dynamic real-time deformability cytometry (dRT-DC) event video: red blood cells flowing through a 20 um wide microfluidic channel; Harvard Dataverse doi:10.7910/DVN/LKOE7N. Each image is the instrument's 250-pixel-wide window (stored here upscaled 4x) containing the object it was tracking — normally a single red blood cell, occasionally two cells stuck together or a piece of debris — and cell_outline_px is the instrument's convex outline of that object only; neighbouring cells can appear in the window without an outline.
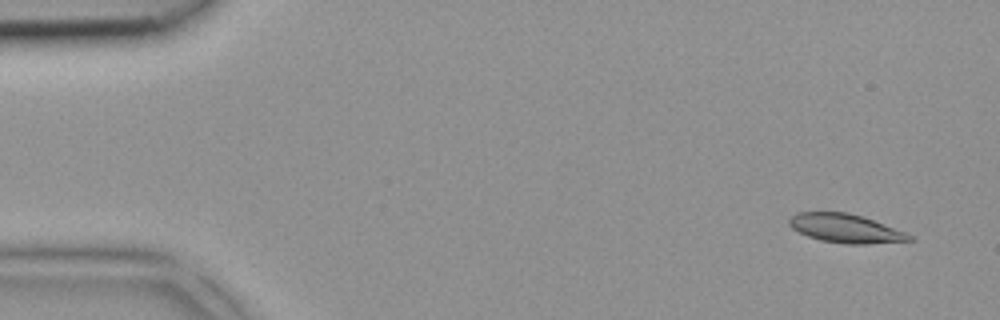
{"species": "common noctule bat (a hibernating species)", "species_latin": "Nyctalus noctula", "temperature_condition": "room temperature", "stored_images_in_passage": 2, "camera_frame_rate_fps": 3000, "um_per_image_px": 0.085, "animal": {"sex": "female", "body_mass_g": 18.4}, "frame": {"image": 1, "passage_image": 1, "time_ms": 0.0, "image_size_px": [1000, 320], "cell_outline_px": [[912, 240], [868, 244], [844, 244], [820, 240], [808, 236], [792, 228], [788, 224], [788, 220], [796, 212], [844, 212], [860, 216], [872, 220], [904, 232], [912, 236]], "centroid_in_image_um": [71.81, 19.42], "position_along_channel_um": 13.2, "area_um2": 19.77}}
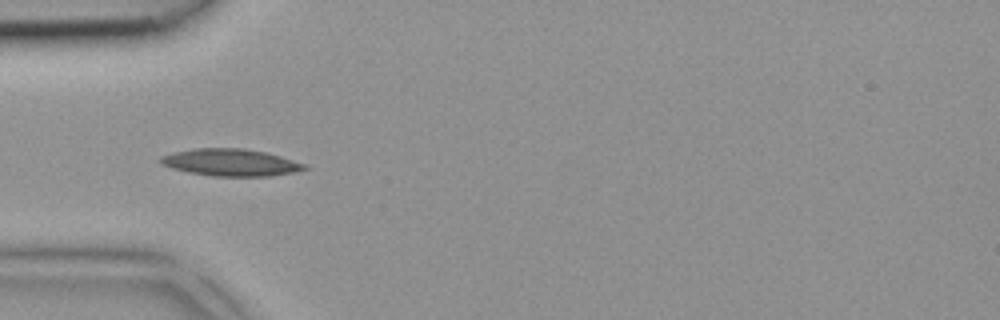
{"frame": {"image": 2, "passage_image": 2, "time_ms": 0.333, "image_size_px": [1000, 320], "cell_outline_px": [[308, 168], [292, 172], [272, 176], [212, 176], [188, 172], [172, 168], [160, 164], [160, 156], [172, 152], [196, 148], [244, 148], [264, 152], [280, 156], [308, 164]], "centroid_in_image_um": [19.59, 13.8], "position_along_channel_um": 65.4, "area_um2": 22.77}}